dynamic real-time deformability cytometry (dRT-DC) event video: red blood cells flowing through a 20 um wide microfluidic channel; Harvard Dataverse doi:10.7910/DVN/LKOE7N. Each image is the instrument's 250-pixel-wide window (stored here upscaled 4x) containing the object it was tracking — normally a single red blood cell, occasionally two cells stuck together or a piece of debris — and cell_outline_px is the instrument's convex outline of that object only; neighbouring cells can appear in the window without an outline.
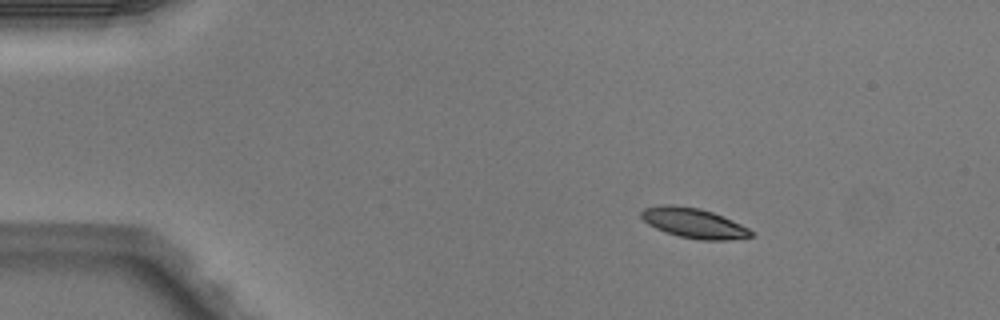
{"species": "Egyptian fruit bat (a non-hibernating species)", "species_latin": "Rousettus aegyptiacus", "temperature_condition": "warm", "stored_images_in_passage": 4, "camera_frame_rate_fps": 3000, "um_per_image_px": 0.085, "animal": {"sex": "male"}, "frame": {"image": 1, "passage_image": 2, "time_ms": 0.333, "image_size_px": [1000, 320], "cell_outline_px": [[752, 236], [728, 240], [700, 240], [680, 236], [656, 228], [648, 224], [640, 216], [640, 212], [644, 208], [660, 204], [672, 204], [700, 208], [712, 212], [732, 220], [748, 228], [752, 232]], "centroid_in_image_um": [58.94, 18.94], "position_along_channel_um": 26.1, "area_um2": 19.02}}